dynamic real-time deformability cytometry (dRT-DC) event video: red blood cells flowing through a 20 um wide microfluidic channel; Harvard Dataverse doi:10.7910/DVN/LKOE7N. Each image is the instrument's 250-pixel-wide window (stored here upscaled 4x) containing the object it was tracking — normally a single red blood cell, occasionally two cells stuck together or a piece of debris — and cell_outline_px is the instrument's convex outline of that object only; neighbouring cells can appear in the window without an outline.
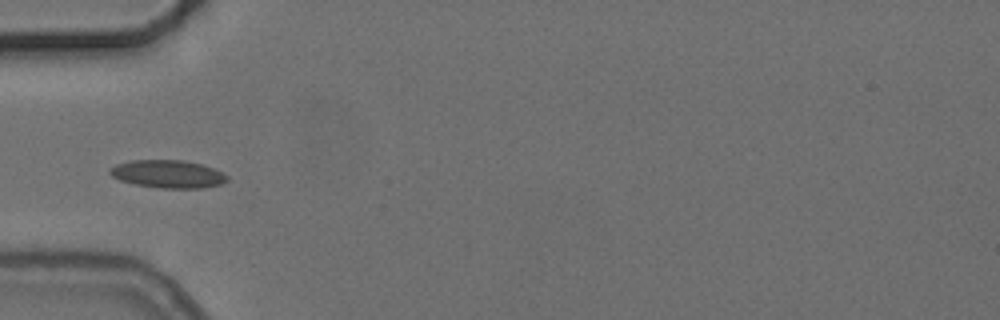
{"species": "common noctule bat (a hibernating species)", "species_latin": "Nyctalus noctula", "temperature_condition": "cold", "stored_images_in_passage": 5, "camera_frame_rate_fps": 3000, "um_per_image_px": 0.085, "animal": {"sex": "female", "body_mass_g": 24.6, "forearm_length_mm": 56.2}, "frame": {"image": 1, "passage_image": 5, "time_ms": 4.667, "image_size_px": [1000, 320], "cell_outline_px": [[228, 180], [220, 184], [204, 188], [160, 188], [136, 184], [120, 180], [112, 176], [108, 172], [108, 168], [116, 164], [128, 160], [184, 160], [200, 164], [212, 168], [228, 176]], "centroid_in_image_um": [14.23, 14.78], "position_along_channel_um": 70.8, "area_um2": 19.02}}